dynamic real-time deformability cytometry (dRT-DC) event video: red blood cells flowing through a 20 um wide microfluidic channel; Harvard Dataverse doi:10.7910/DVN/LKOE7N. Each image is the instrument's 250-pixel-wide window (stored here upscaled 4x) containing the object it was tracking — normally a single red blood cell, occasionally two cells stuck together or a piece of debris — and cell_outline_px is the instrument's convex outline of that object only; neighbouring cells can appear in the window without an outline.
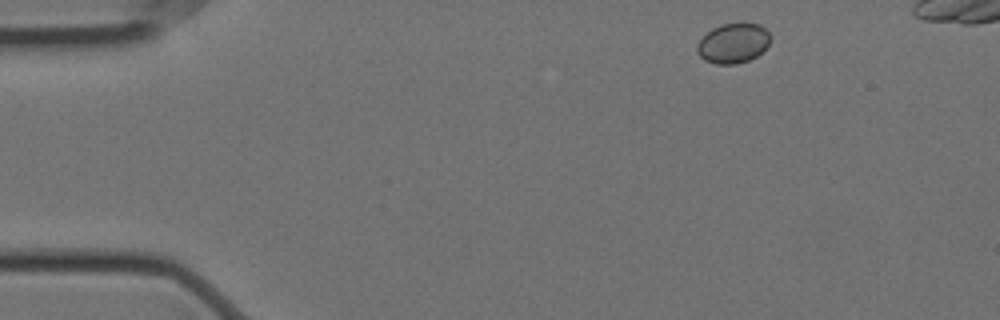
{"species": "Egyptian fruit bat (a non-hibernating species)", "species_latin": "Rousettus aegyptiacus", "temperature_condition": "cold", "stored_images_in_passage": 47, "camera_frame_rate_fps": 3000, "um_per_image_px": 0.085, "animal": {"sex": "female"}, "frame": {"image": 1, "passage_image": 1, "time_ms": 0.0, "image_size_px": [1000, 320], "cell_outline_px": [[768, 44], [756, 56], [748, 60], [736, 64], [716, 64], [704, 60], [696, 52], [696, 44], [712, 28], [720, 24], [744, 20], [760, 24], [768, 32]], "centroid_in_image_um": [62.29, 3.63], "position_along_channel_um": 22.7, "area_um2": 17.28}}
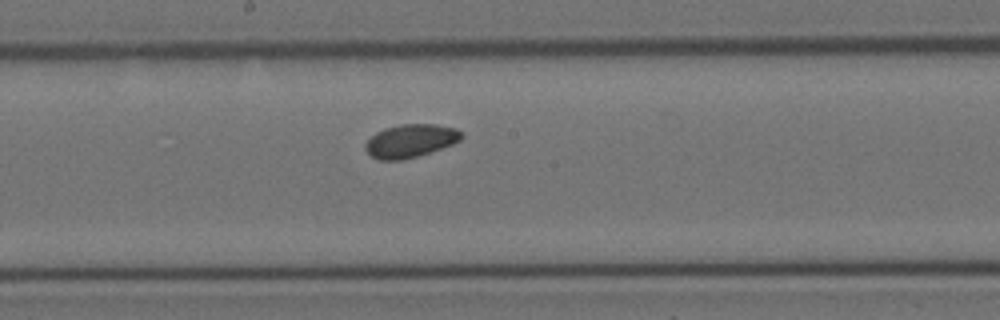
{"frame": {"image": 2, "passage_image": 24, "time_ms": 7.667, "image_size_px": [1000, 320], "cell_outline_px": [[464, 136], [460, 140], [452, 144], [416, 156], [400, 160], [380, 160], [372, 156], [364, 148], [364, 144], [376, 132], [384, 128], [400, 124], [436, 124], [456, 128], [464, 132]], "centroid_in_image_um": [34.9, 11.95], "position_along_channel_um": 213.3, "area_um2": 18.5}}
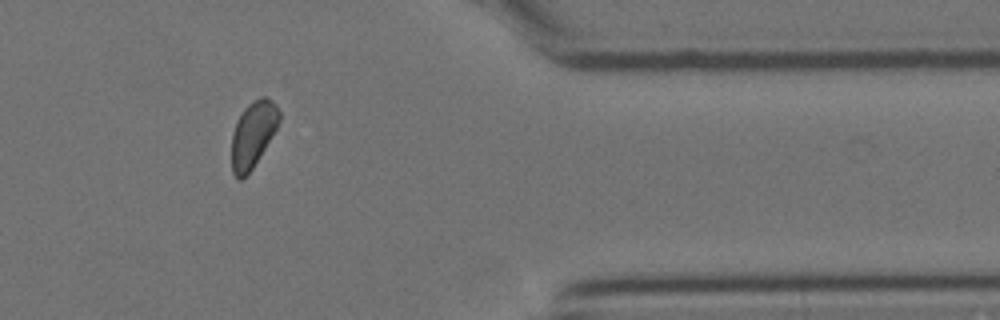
{"frame": {"image": 3, "passage_image": 41, "time_ms": 13.333, "image_size_px": [1000, 320], "cell_outline_px": [[280, 120], [276, 128], [252, 168], [240, 180], [232, 172], [232, 136], [236, 124], [244, 108], [248, 104], [260, 96], [264, 96], [272, 100], [276, 104], [280, 112]], "centroid_in_image_um": [21.51, 11.37], "position_along_channel_um": 389.9, "area_um2": 17.8}, "authors_computed_cell_mechanics": {"area_um2": 18.3804, "velocity_mm_per_s": 3.5018, "shape_relaxation_time_tau1_ms": null, "shape_relaxation_time_tau2_ms": 8.2192, "deformation_change_tau1": null, "deformation_change_tau2": 0.0957}}